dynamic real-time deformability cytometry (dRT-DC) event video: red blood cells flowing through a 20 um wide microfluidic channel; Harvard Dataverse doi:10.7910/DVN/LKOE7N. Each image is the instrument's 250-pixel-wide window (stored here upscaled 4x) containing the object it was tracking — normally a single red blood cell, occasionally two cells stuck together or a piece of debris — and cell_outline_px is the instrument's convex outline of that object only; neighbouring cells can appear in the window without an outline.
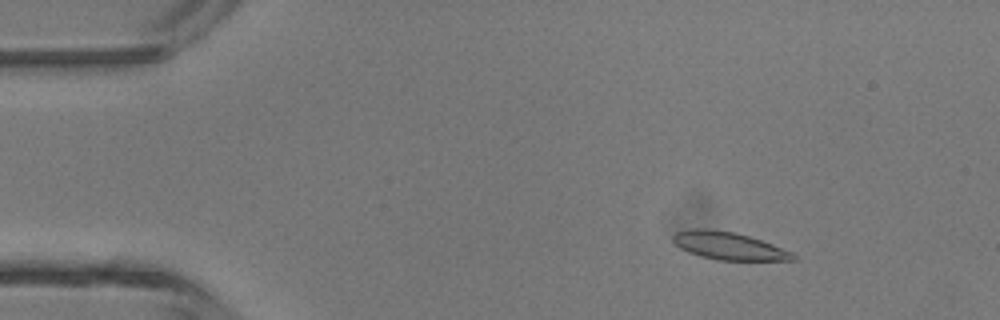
{"species": "common noctule bat (a hibernating species)", "species_latin": "Nyctalus noctula", "temperature_condition": "room temperature", "stored_images_in_passage": 47, "camera_frame_rate_fps": 3000, "um_per_image_px": 0.085, "animal": {"sex": "male", "body_mass_g": 13.3}, "frame": {"image": 1, "passage_image": 7, "time_ms": 2.0, "image_size_px": [1000, 320], "cell_outline_px": [[796, 260], [716, 260], [700, 256], [688, 252], [680, 248], [672, 240], [672, 236], [676, 232], [692, 228], [708, 228], [736, 232], [772, 244], [792, 252], [796, 256]], "centroid_in_image_um": [61.9, 20.89], "position_along_channel_um": 23.1, "area_um2": 19.36}}
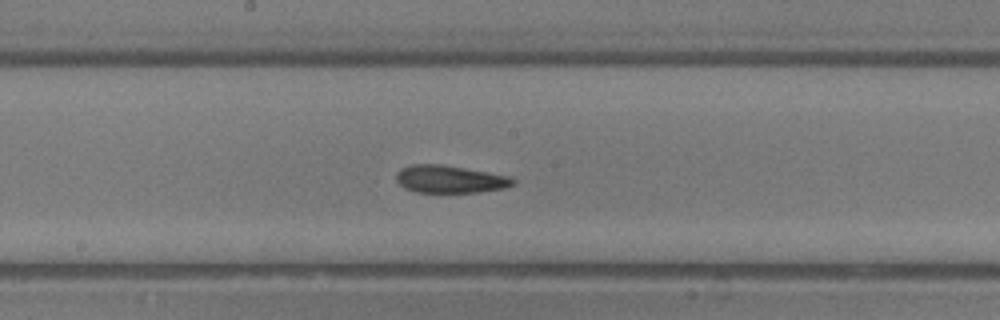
{"frame": {"image": 2, "passage_image": 25, "time_ms": 8.0, "image_size_px": [1000, 320], "cell_outline_px": [[516, 180], [508, 188], [476, 192], [416, 192], [404, 188], [396, 180], [396, 172], [400, 168], [412, 164], [440, 164], [512, 176]], "centroid_in_image_um": [38.24, 15.23], "position_along_channel_um": 210.0, "area_um2": 18.84}}
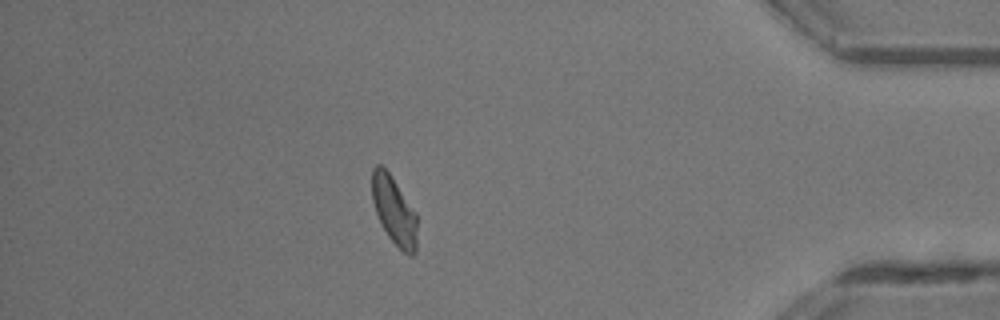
{"frame": {"image": 3, "passage_image": 41, "time_ms": 13.333, "image_size_px": [1000, 320], "cell_outline_px": [[416, 252], [412, 256], [408, 256], [388, 236], [380, 224], [372, 200], [372, 168], [376, 164], [380, 164], [388, 172], [416, 212]], "centroid_in_image_um": [33.49, 17.91], "position_along_channel_um": 401.7, "area_um2": 17.74}, "authors_computed_cell_mechanics": {"area_um2": 18.7272, "velocity_mm_per_s": 4.4367, "shape_relaxation_time_tau1_ms": null, "shape_relaxation_time_tau2_ms": 2.307, "deformation_change_tau1": null, "deformation_change_tau2": 0.0891}}